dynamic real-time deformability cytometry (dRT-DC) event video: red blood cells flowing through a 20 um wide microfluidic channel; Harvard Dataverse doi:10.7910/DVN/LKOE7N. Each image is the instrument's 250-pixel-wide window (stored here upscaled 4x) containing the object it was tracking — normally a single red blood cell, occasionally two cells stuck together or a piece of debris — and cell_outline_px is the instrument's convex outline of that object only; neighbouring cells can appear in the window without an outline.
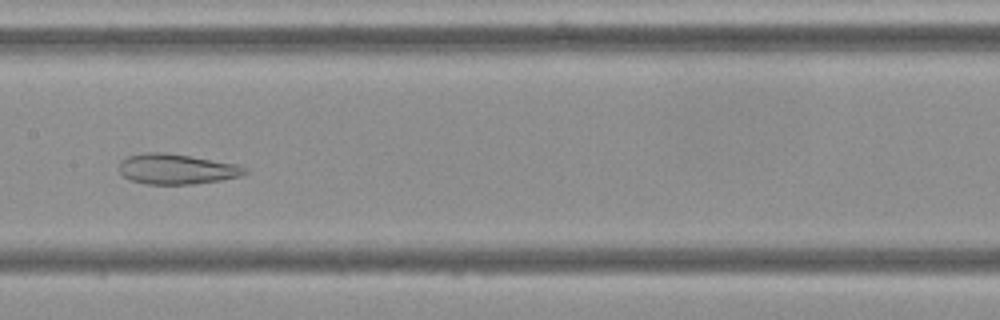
{"species": "Egyptian fruit bat (a non-hibernating species)", "species_latin": "Rousettus aegyptiacus", "temperature_condition": "cold", "stored_images_in_passage": 8, "camera_frame_rate_fps": 3000, "um_per_image_px": 0.085, "frame": {"image": 1, "passage_image": 8, "time_ms": 8.333, "image_size_px": [1000, 320], "cell_outline_px": [[248, 172], [240, 176], [220, 180], [192, 184], [148, 184], [128, 180], [120, 172], [120, 160], [128, 156], [148, 152], [164, 152], [236, 164], [248, 168]], "centroid_in_image_um": [15.0, 14.37], "position_along_channel_um": 192.4, "area_um2": 22.02}}